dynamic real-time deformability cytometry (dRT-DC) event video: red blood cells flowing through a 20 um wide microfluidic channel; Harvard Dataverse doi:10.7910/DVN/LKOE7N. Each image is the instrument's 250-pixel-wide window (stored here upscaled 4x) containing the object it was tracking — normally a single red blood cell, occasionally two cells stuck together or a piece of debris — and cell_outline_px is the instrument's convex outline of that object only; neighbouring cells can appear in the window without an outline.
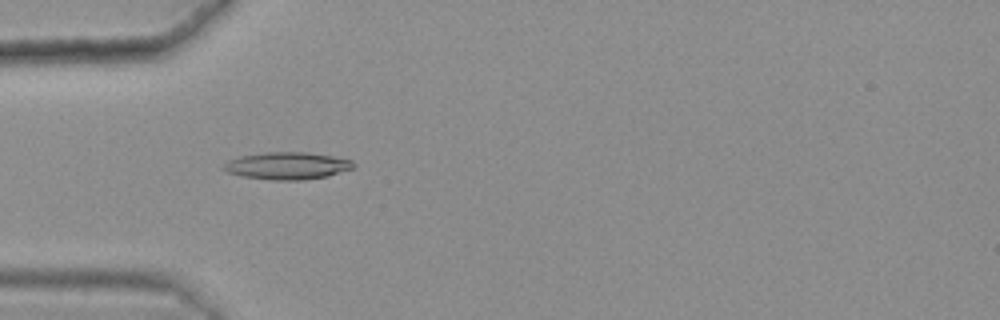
{"species": "common noctule bat (a hibernating species)", "species_latin": "Nyctalus noctula", "temperature_condition": "warm", "stored_images_in_passage": 50, "camera_frame_rate_fps": 3000, "um_per_image_px": 0.085, "animal": {"sex": "female", "body_mass_g": 25.1}, "frame": {"image": 1, "passage_image": 18, "time_ms": 5.667, "image_size_px": [1000, 320], "cell_outline_px": [[356, 164], [352, 168], [328, 176], [304, 180], [272, 180], [244, 176], [228, 172], [224, 168], [224, 164], [228, 160], [240, 156], [264, 152], [304, 152], [332, 156], [352, 160]], "centroid_in_image_um": [24.43, 14.08], "position_along_channel_um": 60.6, "area_um2": 20.46}}
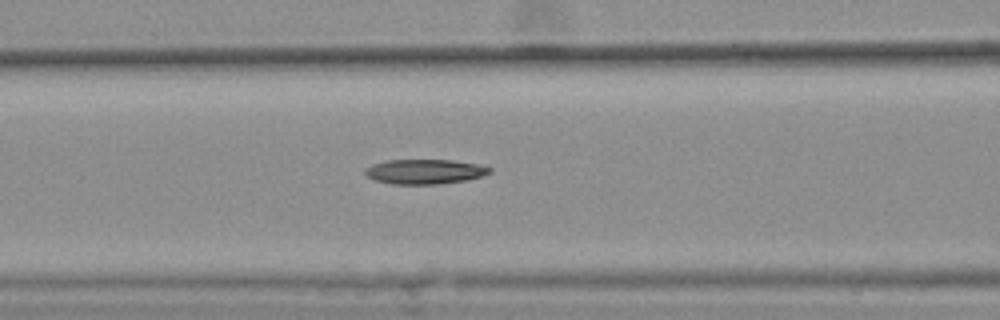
{"frame": {"image": 2, "passage_image": 24, "time_ms": 7.667, "image_size_px": [1000, 320], "cell_outline_px": [[492, 172], [480, 176], [464, 180], [440, 184], [392, 184], [376, 180], [368, 176], [364, 172], [364, 168], [372, 164], [388, 160], [452, 160], [476, 164], [492, 168]], "centroid_in_image_um": [36.08, 14.58], "position_along_channel_um": 130.5, "area_um2": 17.8}}
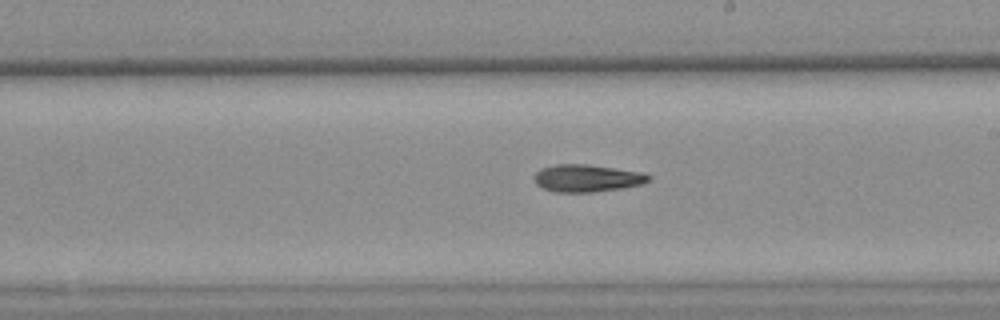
{"frame": {"image": 3, "passage_image": 33, "time_ms": 10.667, "image_size_px": [1000, 320], "cell_outline_px": [[652, 176], [648, 180], [640, 184], [620, 188], [592, 192], [556, 192], [544, 188], [536, 184], [536, 172], [540, 168], [556, 164], [588, 164], [644, 172]], "centroid_in_image_um": [49.9, 15.13], "position_along_channel_um": 239.1, "area_um2": 18.09}}